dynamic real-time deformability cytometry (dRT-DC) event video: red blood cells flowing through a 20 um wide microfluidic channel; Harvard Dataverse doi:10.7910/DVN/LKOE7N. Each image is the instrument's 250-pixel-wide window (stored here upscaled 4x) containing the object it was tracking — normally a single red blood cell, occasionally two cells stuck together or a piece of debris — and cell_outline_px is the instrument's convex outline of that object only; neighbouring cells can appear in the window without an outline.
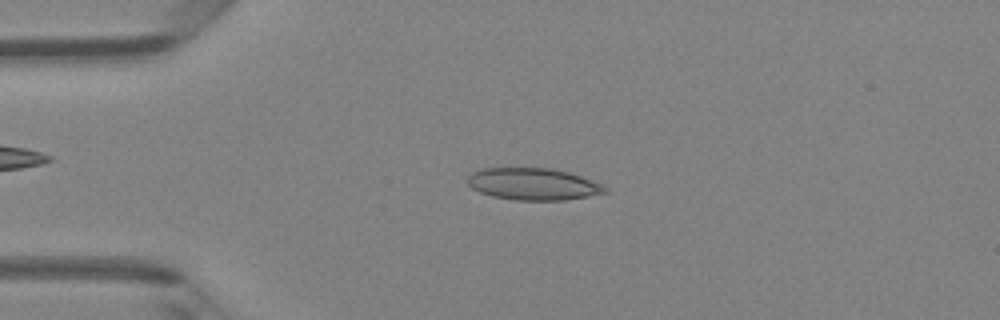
{"species": "Egyptian fruit bat (a non-hibernating species)", "species_latin": "Rousettus aegyptiacus", "temperature_condition": "room temperature", "stored_images_in_passage": 46, "camera_frame_rate_fps": 3000, "um_per_image_px": 0.085, "animal": {"sex": "female"}, "frame": {"image": 1, "passage_image": 10, "time_ms": 3.0, "image_size_px": [1000, 320], "cell_outline_px": [[608, 192], [588, 196], [564, 200], [516, 200], [492, 196], [480, 192], [472, 188], [468, 184], [468, 176], [472, 172], [484, 168], [552, 168], [568, 172], [580, 176], [600, 184], [608, 188]], "centroid_in_image_um": [45.31, 15.64], "position_along_channel_um": 39.7, "area_um2": 25.43}}
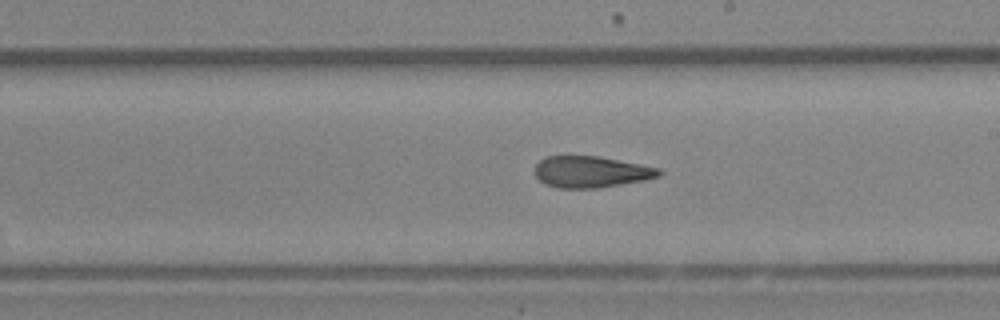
{"frame": {"image": 2, "passage_image": 26, "time_ms": 8.333, "image_size_px": [1000, 320], "cell_outline_px": [[664, 172], [660, 176], [644, 180], [596, 188], [556, 188], [544, 184], [536, 176], [536, 164], [544, 156], [600, 156], [660, 168]], "centroid_in_image_um": [50.24, 14.6], "position_along_channel_um": 238.8, "area_um2": 22.77}}
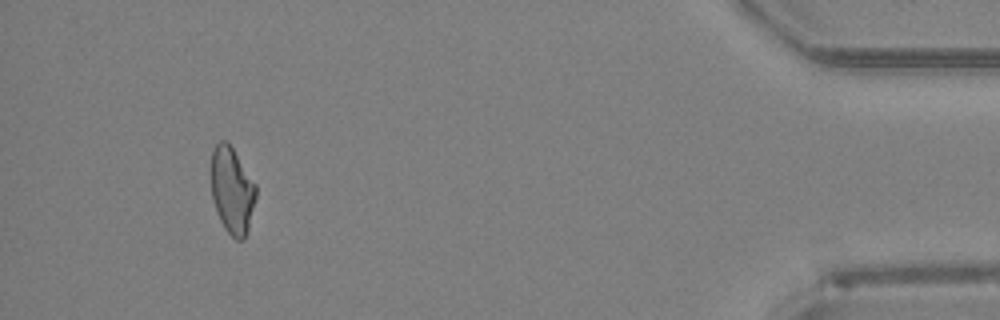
{"frame": {"image": 3, "passage_image": 43, "time_ms": 14.0, "image_size_px": [1000, 320], "cell_outline_px": [[256, 196], [248, 232], [244, 240], [236, 240], [224, 228], [216, 212], [212, 200], [212, 148], [220, 140], [228, 140], [256, 184]], "centroid_in_image_um": [19.73, 16.18], "position_along_channel_um": 415.5, "area_um2": 22.83}, "authors_computed_cell_mechanics": {"area_um2": 23.8714, "velocity_mm_per_s": 4.2806, "shape_relaxation_time_tau1_ms": null, "shape_relaxation_time_tau2_ms": 2.534, "deformation_change_tau1": null, "deformation_change_tau2": 0.1098}}